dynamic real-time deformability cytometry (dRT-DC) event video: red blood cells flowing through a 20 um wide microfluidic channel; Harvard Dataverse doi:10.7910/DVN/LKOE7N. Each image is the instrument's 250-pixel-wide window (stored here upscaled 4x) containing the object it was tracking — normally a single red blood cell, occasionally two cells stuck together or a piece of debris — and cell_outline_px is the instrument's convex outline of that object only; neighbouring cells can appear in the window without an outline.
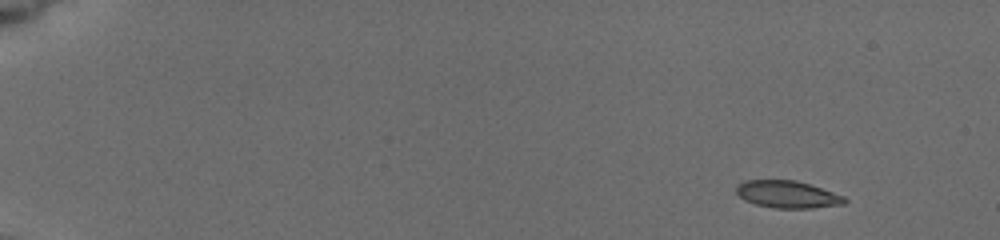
{"species": "common noctule bat (a hibernating species)", "species_latin": "Nyctalus noctula", "temperature_condition": "cold", "stored_images_in_passage": 9, "camera_frame_rate_fps": 3000, "um_per_image_px": 0.085, "animal": {"sex": "female", "body_mass_g": 19.5, "forearm_length_mm": 54.1}, "frame": {"image": 1, "passage_image": 2, "time_ms": 0.667, "image_size_px": [1000, 240], "cell_outline_px": [[848, 200], [844, 204], [812, 208], [776, 208], [756, 204], [744, 200], [736, 192], [736, 188], [744, 180], [796, 180], [844, 196]], "centroid_in_image_um": [66.93, 16.52], "position_along_channel_um": 18.1, "area_um2": 16.99}}
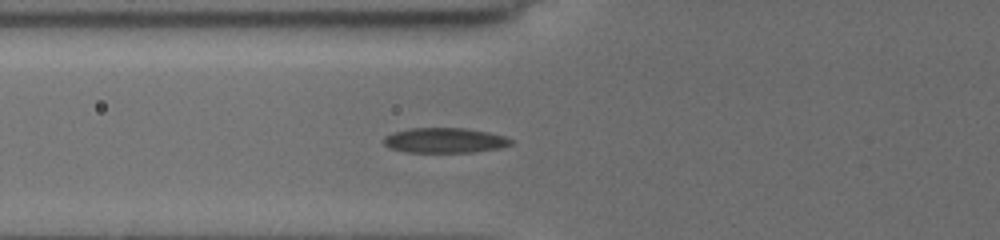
{"frame": {"image": 2, "passage_image": 9, "time_ms": 6.333, "image_size_px": [1000, 240], "cell_outline_px": [[512, 144], [500, 148], [472, 152], [408, 152], [392, 148], [384, 144], [384, 136], [392, 132], [412, 128], [468, 128], [488, 132], [504, 136], [512, 140]], "centroid_in_image_um": [37.81, 11.92], "position_along_channel_um": 88.0, "area_um2": 18.5}}